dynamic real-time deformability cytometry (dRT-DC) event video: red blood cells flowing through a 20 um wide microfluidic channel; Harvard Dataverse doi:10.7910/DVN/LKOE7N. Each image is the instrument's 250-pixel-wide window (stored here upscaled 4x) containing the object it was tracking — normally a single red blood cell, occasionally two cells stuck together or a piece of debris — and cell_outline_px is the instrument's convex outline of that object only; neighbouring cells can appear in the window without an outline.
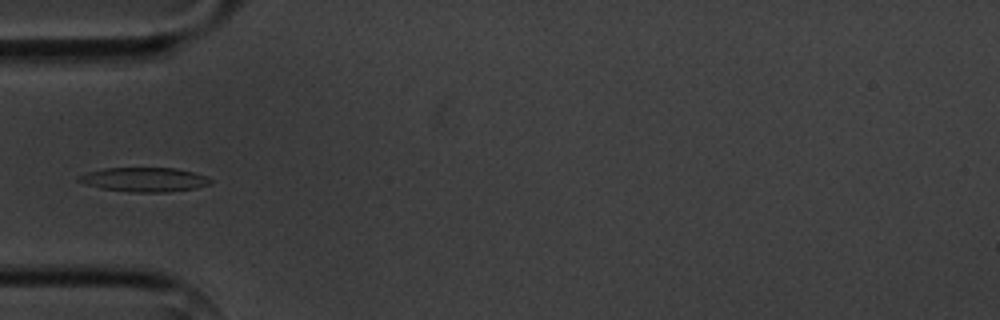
{"species": "common noctule bat (a hibernating species)", "species_latin": "Nyctalus noctula", "temperature_condition": "cold", "stored_images_in_passage": 10, "camera_frame_rate_fps": 3000, "um_per_image_px": 0.085, "animal": {"sex": "male", "body_mass_g": 20.1, "forearm_length_mm": 53.5}, "frame": {"image": 1, "passage_image": 5, "time_ms": 5.667, "image_size_px": [1000, 320], "cell_outline_px": [[212, 180], [208, 184], [196, 188], [168, 192], [132, 192], [100, 188], [76, 180], [76, 176], [88, 172], [104, 168], [176, 168], [208, 176]], "centroid_in_image_um": [12.26, 15.26], "position_along_channel_um": 72.7, "area_um2": 18.55}}
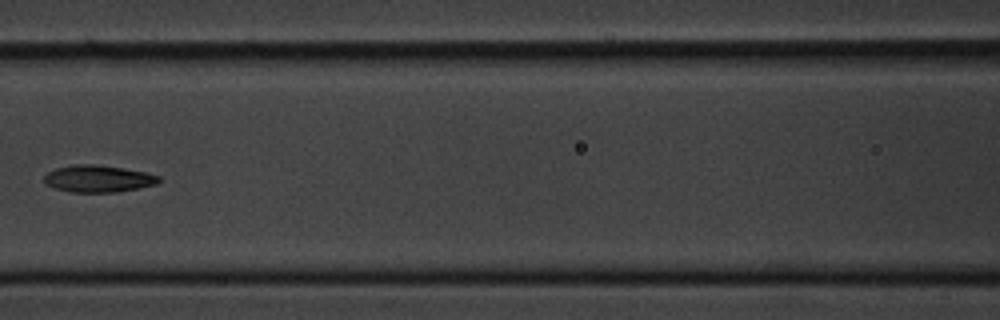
{"frame": {"image": 2, "passage_image": 7, "time_ms": 8.0, "image_size_px": [1000, 320], "cell_outline_px": [[160, 180], [156, 184], [116, 192], [72, 192], [56, 188], [44, 184], [44, 176], [48, 172], [56, 168], [72, 164], [92, 164], [120, 168], [144, 172], [160, 176]], "centroid_in_image_um": [8.3, 15.19], "position_along_channel_um": 158.3, "area_um2": 17.8}}
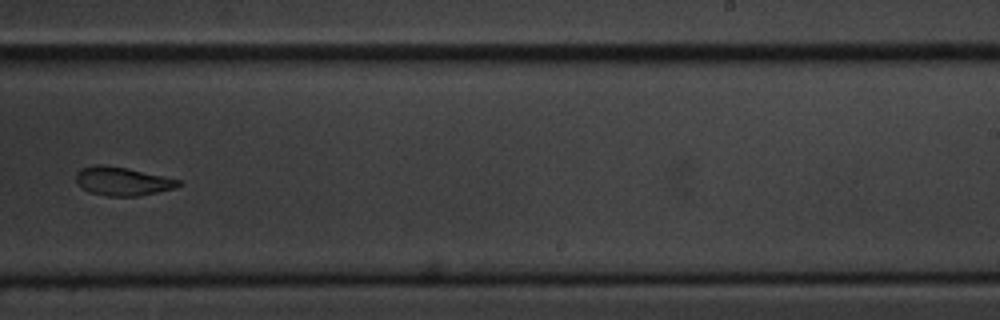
{"frame": {"image": 3, "passage_image": 10, "time_ms": 11.333, "image_size_px": [1000, 320], "cell_outline_px": [[184, 184], [176, 188], [136, 196], [108, 196], [88, 192], [80, 188], [76, 184], [76, 172], [80, 168], [92, 164], [100, 164], [128, 168], [164, 176], [180, 180]], "centroid_in_image_um": [10.37, 15.4], "position_along_channel_um": 278.6, "area_um2": 17.34}}